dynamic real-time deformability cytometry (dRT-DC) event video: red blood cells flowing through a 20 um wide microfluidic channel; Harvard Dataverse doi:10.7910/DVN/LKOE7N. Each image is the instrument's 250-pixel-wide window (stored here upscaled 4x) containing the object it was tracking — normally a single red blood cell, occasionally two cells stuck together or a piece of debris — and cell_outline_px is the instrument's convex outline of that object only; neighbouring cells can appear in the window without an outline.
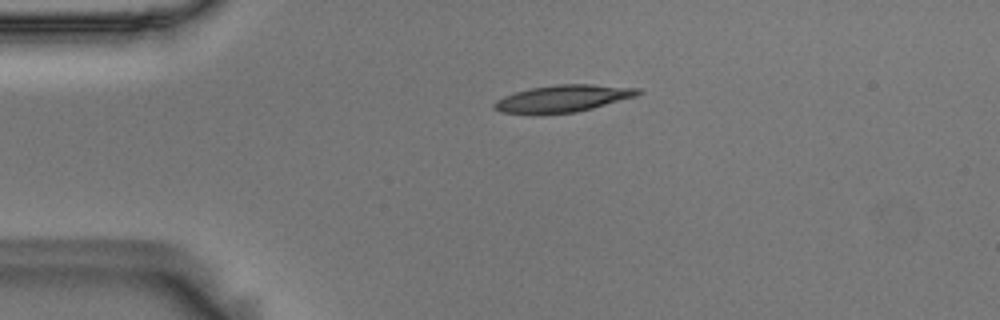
{"species": "Egyptian fruit bat (a non-hibernating species)", "species_latin": "Rousettus aegyptiacus", "temperature_condition": "room temperature", "stored_images_in_passage": 44, "camera_frame_rate_fps": 3000, "um_per_image_px": 0.085, "animal": {"sex": "male"}, "frame": {"image": 1, "passage_image": 1, "time_ms": 0.0, "image_size_px": [1000, 320], "cell_outline_px": [[644, 92], [636, 96], [592, 108], [576, 112], [532, 116], [500, 112], [492, 108], [492, 104], [496, 100], [504, 96], [516, 92], [532, 88], [556, 84], [592, 84], [640, 88]], "centroid_in_image_um": [47.79, 8.4], "position_along_channel_um": 37.2, "area_um2": 23.18}}
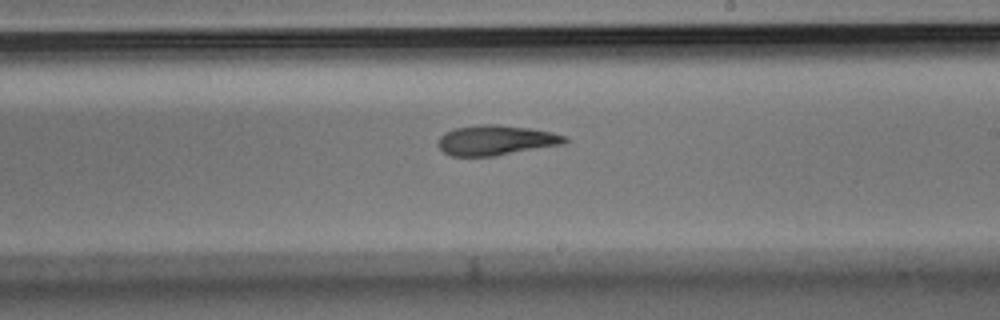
{"frame": {"image": 2, "passage_image": 21, "time_ms": 6.667, "image_size_px": [1000, 320], "cell_outline_px": [[568, 140], [564, 144], [496, 156], [452, 156], [444, 152], [436, 144], [440, 136], [444, 132], [456, 128], [484, 124], [500, 124], [528, 128], [552, 132], [568, 136]], "centroid_in_image_um": [42.16, 11.92], "position_along_channel_um": 246.8, "area_um2": 22.31}}
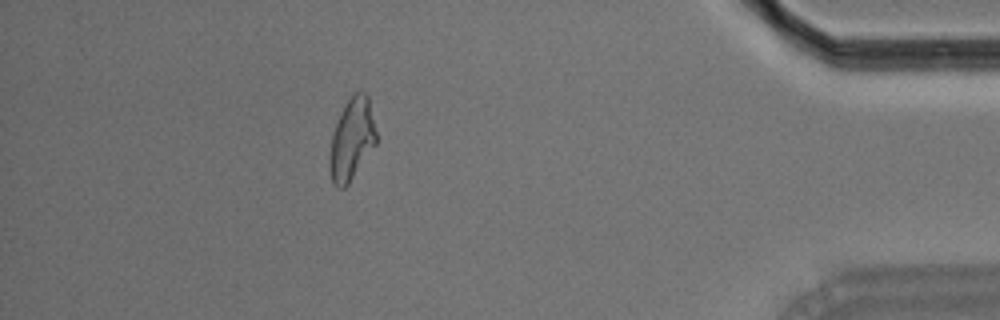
{"frame": {"image": 3, "passage_image": 38, "time_ms": 12.333, "image_size_px": [1000, 320], "cell_outline_px": [[376, 144], [348, 184], [344, 188], [336, 188], [332, 184], [328, 168], [328, 156], [332, 132], [344, 104], [356, 92], [364, 92], [368, 96], [376, 132]], "centroid_in_image_um": [29.86, 11.89], "position_along_channel_um": 405.3, "area_um2": 22.37}, "authors_computed_cell_mechanics": {"area_um2": 22.542, "velocity_mm_per_s": 3.6241, "shape_relaxation_time_tau1_ms": 6.4648, "shape_relaxation_time_tau2_ms": 4.256, "deformation_change_tau1": 0.2056, "deformation_change_tau2": 0.136}}